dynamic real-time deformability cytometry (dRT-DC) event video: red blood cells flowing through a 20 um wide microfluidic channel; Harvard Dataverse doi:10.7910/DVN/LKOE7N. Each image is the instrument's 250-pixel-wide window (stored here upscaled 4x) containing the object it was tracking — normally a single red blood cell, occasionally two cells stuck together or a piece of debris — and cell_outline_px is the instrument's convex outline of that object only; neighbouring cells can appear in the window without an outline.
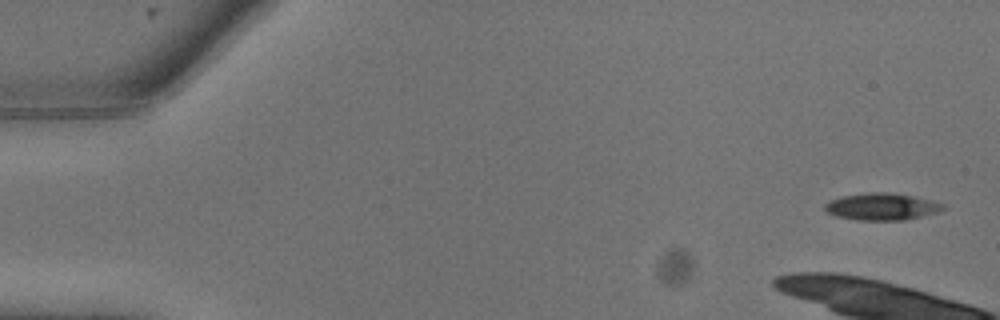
{"species": "common noctule bat (a hibernating species)", "species_latin": "Nyctalus noctula", "temperature_condition": "warm", "stored_images_in_passage": 10, "camera_frame_rate_fps": 3000, "um_per_image_px": 0.085, "animal": {"sex": "male", "body_mass_g": 13.3}, "frame": {"image": 1, "passage_image": 1, "time_ms": 0.0, "image_size_px": [1000, 320], "cell_outline_px": [[948, 208], [936, 212], [904, 220], [856, 220], [836, 216], [828, 212], [824, 208], [824, 204], [840, 196], [868, 192], [888, 192], [912, 196], [944, 204]], "centroid_in_image_um": [74.92, 17.56], "position_along_channel_um": 10.1, "area_um2": 18.44}}
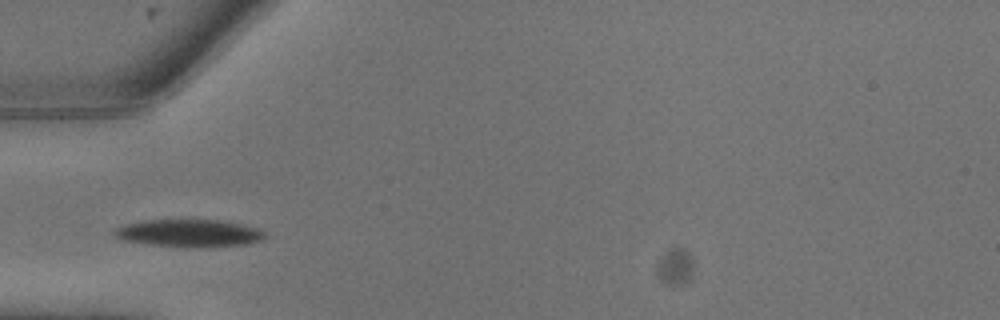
{"frame": {"image": 2, "passage_image": 9, "time_ms": 2.667, "image_size_px": [1000, 320], "cell_outline_px": [[268, 236], [260, 240], [244, 244], [152, 244], [120, 240], [112, 232], [116, 228], [124, 224], [144, 220], [220, 220], [244, 224], [260, 228], [268, 232]], "centroid_in_image_um": [16.08, 19.75], "position_along_channel_um": 68.9, "area_um2": 23.0}}